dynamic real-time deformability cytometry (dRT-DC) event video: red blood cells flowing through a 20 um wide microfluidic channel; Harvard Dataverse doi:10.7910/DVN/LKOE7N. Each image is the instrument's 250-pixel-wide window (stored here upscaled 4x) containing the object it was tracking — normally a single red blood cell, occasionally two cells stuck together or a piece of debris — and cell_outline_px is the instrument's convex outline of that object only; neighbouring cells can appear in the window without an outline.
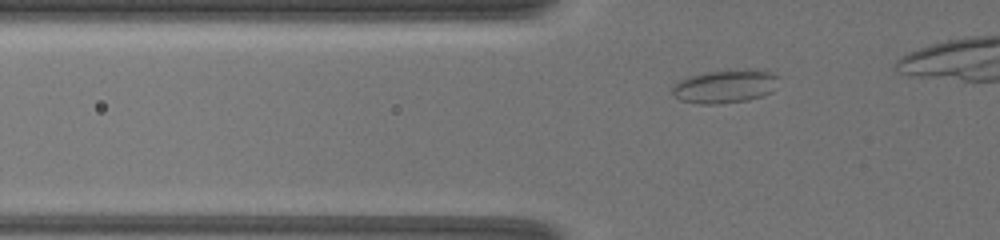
{"species": "common noctule bat (a hibernating species)", "species_latin": "Nyctalus noctula", "temperature_condition": "warm", "stored_images_in_passage": 24, "camera_frame_rate_fps": 3000, "um_per_image_px": 0.085, "animal": {"sex": "female", "body_mass_g": 19.5, "forearm_length_mm": 54.1}, "frame": {"image": 1, "passage_image": 8, "time_ms": 1.333, "image_size_px": [1000, 240], "cell_outline_px": [[776, 76], [772, 92], [748, 100], [716, 104], [700, 104], [680, 100], [672, 92], [672, 88], [680, 80], [692, 76], [712, 72], [768, 72]], "centroid_in_image_um": [61.54, 7.41], "position_along_channel_um": 64.3, "area_um2": 19.25}}
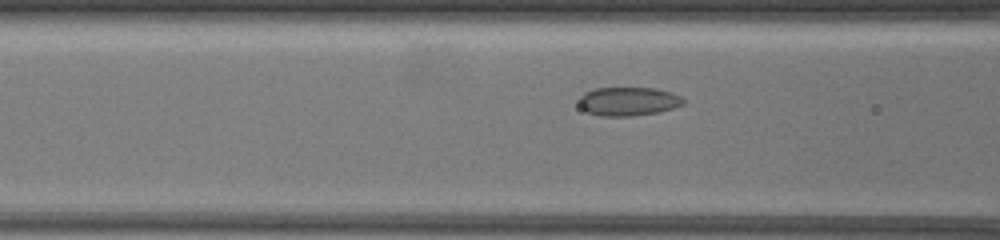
{"frame": {"image": 2, "passage_image": 14, "time_ms": 2.667, "image_size_px": [1000, 240], "cell_outline_px": [[684, 104], [672, 108], [656, 112], [632, 116], [600, 116], [588, 112], [580, 108], [580, 96], [584, 92], [596, 88], [652, 88], [672, 92], [680, 96], [684, 100]], "centroid_in_image_um": [53.39, 8.61], "position_along_channel_um": 113.2, "area_um2": 17.34}}
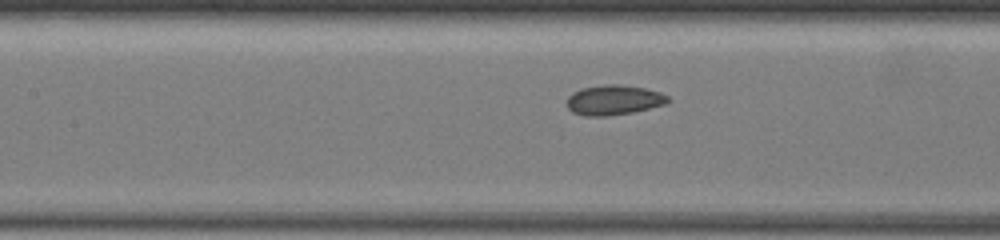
{"frame": {"image": 3, "passage_image": 20, "time_ms": 3.667, "image_size_px": [1000, 240], "cell_outline_px": [[668, 100], [664, 104], [632, 112], [608, 116], [584, 116], [572, 112], [568, 108], [568, 96], [572, 92], [580, 88], [612, 84], [616, 84], [644, 88], [660, 92], [668, 96]], "centroid_in_image_um": [52.13, 8.5], "position_along_channel_um": 155.3, "area_um2": 17.4}}